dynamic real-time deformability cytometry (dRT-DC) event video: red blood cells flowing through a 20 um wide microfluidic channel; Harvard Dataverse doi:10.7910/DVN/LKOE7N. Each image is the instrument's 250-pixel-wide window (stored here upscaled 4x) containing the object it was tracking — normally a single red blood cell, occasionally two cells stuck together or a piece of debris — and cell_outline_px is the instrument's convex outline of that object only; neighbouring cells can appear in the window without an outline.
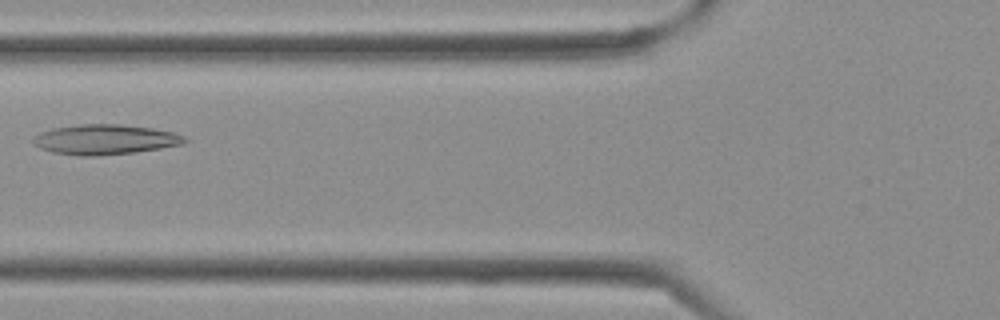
{"species": "Egyptian fruit bat (a non-hibernating species)", "species_latin": "Rousettus aegyptiacus", "temperature_condition": "cold", "stored_images_in_passage": 31, "camera_frame_rate_fps": 3000, "um_per_image_px": 0.085, "frame": {"image": 1, "passage_image": 7, "time_ms": 2.0, "image_size_px": [1000, 320], "cell_outline_px": [[188, 140], [184, 144], [136, 152], [96, 156], [80, 156], [52, 152], [40, 148], [32, 140], [32, 136], [40, 132], [52, 128], [80, 124], [120, 124], [152, 128], [172, 132], [184, 136]], "centroid_in_image_um": [8.91, 11.86], "position_along_channel_um": 116.9, "area_um2": 26.59}}
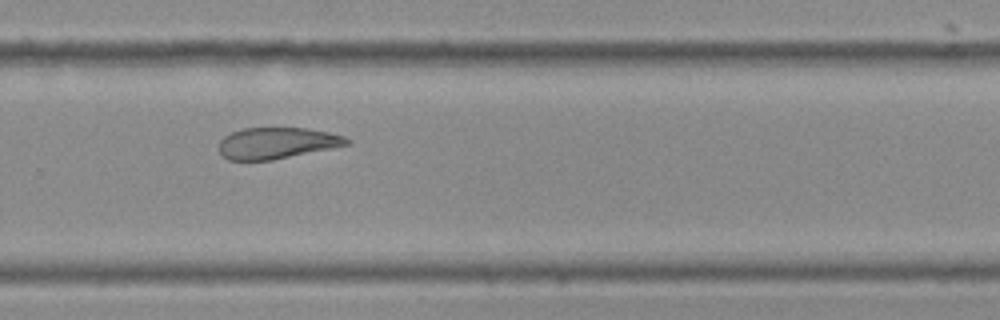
{"frame": {"image": 2, "passage_image": 18, "time_ms": 5.667, "image_size_px": [1000, 320], "cell_outline_px": [[352, 144], [272, 160], [228, 160], [220, 152], [220, 140], [224, 136], [232, 132], [244, 128], [304, 128], [328, 132], [344, 136], [352, 140]], "centroid_in_image_um": [23.57, 12.16], "position_along_channel_um": 306.2, "area_um2": 23.24}}
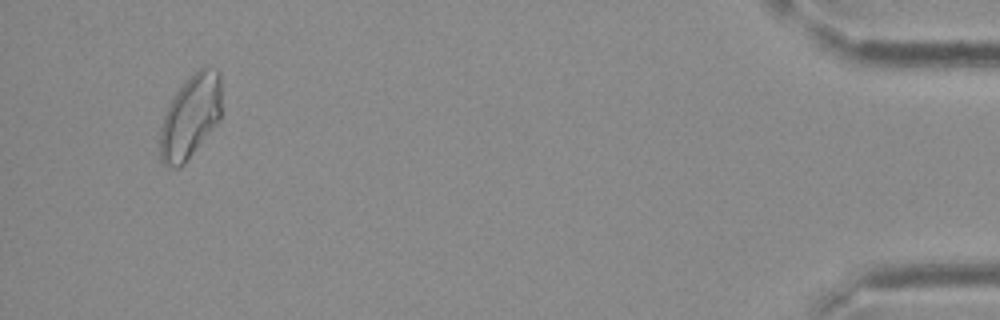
{"frame": {"image": 3, "passage_image": 29, "time_ms": 9.333, "image_size_px": [1000, 320], "cell_outline_px": [[220, 120], [184, 164], [180, 168], [172, 168], [164, 164], [160, 160], [160, 128], [164, 116], [176, 92], [200, 68], [208, 64], [216, 68], [220, 72]], "centroid_in_image_um": [16.2, 9.93], "position_along_channel_um": 419.0, "area_um2": 29.65}}